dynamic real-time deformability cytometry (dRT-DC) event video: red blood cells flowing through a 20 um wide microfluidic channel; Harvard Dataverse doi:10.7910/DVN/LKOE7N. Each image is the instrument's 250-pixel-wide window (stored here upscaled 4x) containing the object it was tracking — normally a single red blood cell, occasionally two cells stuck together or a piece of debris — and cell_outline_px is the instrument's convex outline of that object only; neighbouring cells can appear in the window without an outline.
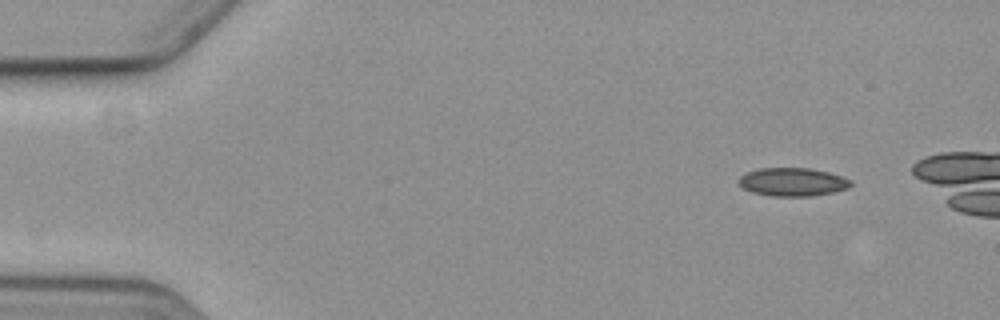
{"species": "common noctule bat (a hibernating species)", "species_latin": "Nyctalus noctula", "temperature_condition": "cold", "stored_images_in_passage": 10, "camera_frame_rate_fps": 3000, "um_per_image_px": 0.085, "animal": {"sex": "female", "body_mass_g": 19.3, "forearm_length_mm": 54.1}, "frame": {"image": 1, "passage_image": 1, "time_ms": 0.0, "image_size_px": [1000, 320], "cell_outline_px": [[852, 184], [848, 188], [832, 192], [808, 196], [772, 196], [752, 192], [744, 188], [736, 180], [744, 172], [760, 168], [812, 168], [828, 172], [852, 180]], "centroid_in_image_um": [67.34, 15.45], "position_along_channel_um": 17.7, "area_um2": 18.5}}
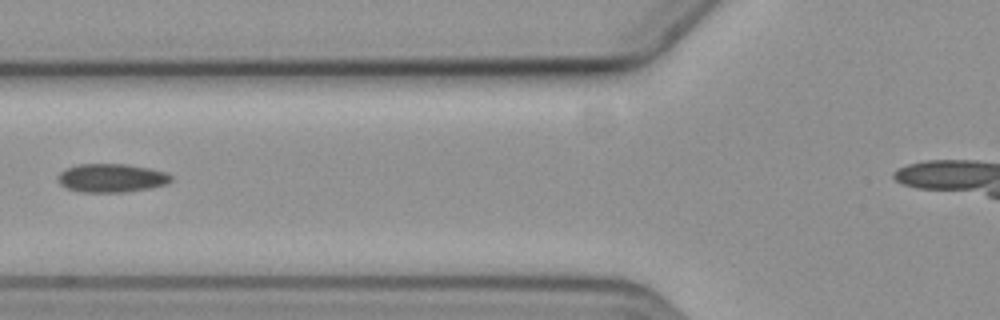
{"frame": {"image": 2, "passage_image": 6, "time_ms": 5.667, "image_size_px": [1000, 320], "cell_outline_px": [[172, 180], [168, 184], [152, 188], [124, 192], [84, 192], [68, 188], [60, 184], [56, 180], [56, 176], [60, 172], [76, 164], [128, 164], [168, 172], [172, 176]], "centroid_in_image_um": [9.5, 15.13], "position_along_channel_um": 116.3, "area_um2": 19.02}}
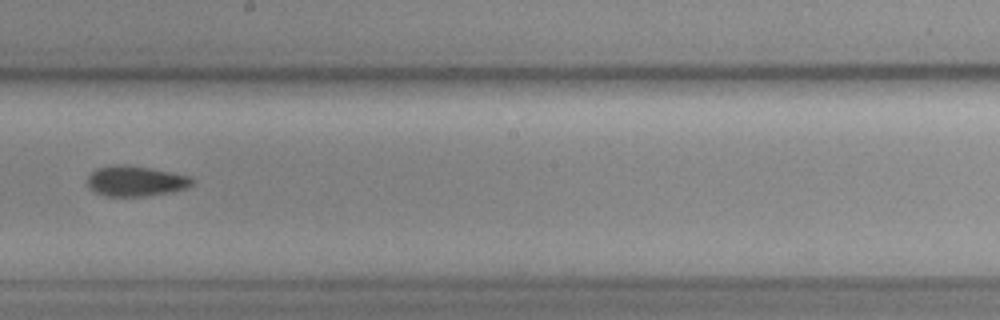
{"frame": {"image": 3, "passage_image": 9, "time_ms": 9.0, "image_size_px": [1000, 320], "cell_outline_px": [[196, 180], [192, 184], [184, 188], [172, 192], [144, 196], [104, 196], [88, 188], [88, 176], [96, 168], [112, 164], [128, 164], [152, 168], [192, 176]], "centroid_in_image_um": [11.53, 15.37], "position_along_channel_um": 236.7, "area_um2": 18.84}}